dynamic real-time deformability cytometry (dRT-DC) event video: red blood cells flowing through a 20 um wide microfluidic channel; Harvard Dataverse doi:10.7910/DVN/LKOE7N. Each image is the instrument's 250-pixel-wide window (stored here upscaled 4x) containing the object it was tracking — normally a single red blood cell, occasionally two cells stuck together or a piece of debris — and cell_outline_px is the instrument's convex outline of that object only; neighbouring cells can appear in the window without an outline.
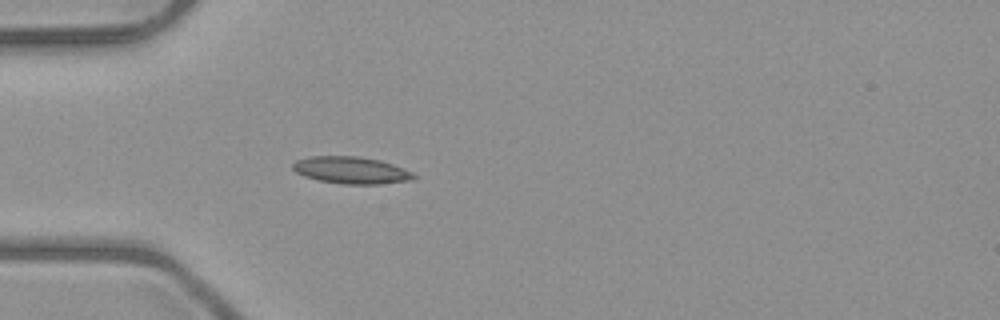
{"species": "common noctule bat (a hibernating species)", "species_latin": "Nyctalus noctula", "temperature_condition": "room temperature", "stored_images_in_passage": 5, "camera_frame_rate_fps": 3000, "um_per_image_px": 0.085, "animal": {"sex": "male", "body_mass_g": 23.1, "forearm_length_mm": 52.7}, "frame": {"image": 1, "passage_image": 5, "time_ms": 4.667, "image_size_px": [1000, 320], "cell_outline_px": [[420, 176], [416, 180], [380, 184], [344, 184], [320, 180], [304, 176], [296, 172], [292, 168], [292, 164], [296, 160], [312, 156], [360, 156], [380, 160], [404, 168]], "centroid_in_image_um": [29.92, 14.47], "position_along_channel_um": 55.1, "area_um2": 19.25}}